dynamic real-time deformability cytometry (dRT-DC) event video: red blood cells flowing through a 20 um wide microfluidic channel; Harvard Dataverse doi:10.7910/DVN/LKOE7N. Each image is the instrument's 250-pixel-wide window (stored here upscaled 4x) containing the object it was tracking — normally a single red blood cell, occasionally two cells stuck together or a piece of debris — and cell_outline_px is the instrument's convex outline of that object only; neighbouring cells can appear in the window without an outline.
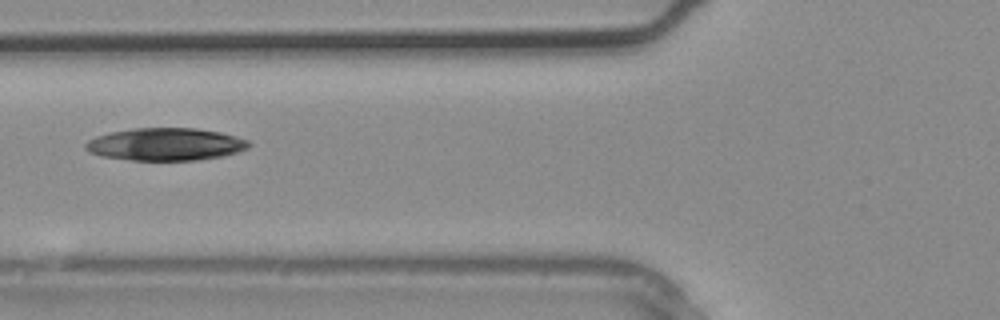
{"species": "common noctule bat (a hibernating species)", "species_latin": "Nyctalus noctula", "temperature_condition": "warm", "stored_images_in_passage": 5, "camera_frame_rate_fps": 3000, "um_per_image_px": 0.085, "animal": {"sex": "male", "body_mass_g": 20.4}, "frame": {"image": 1, "passage_image": 5, "time_ms": 1.333, "image_size_px": [1000, 320], "cell_outline_px": [[252, 144], [248, 148], [224, 156], [196, 160], [132, 160], [104, 156], [88, 152], [84, 148], [84, 144], [88, 140], [96, 136], [112, 132], [136, 128], [196, 128], [220, 132], [236, 136], [248, 140]], "centroid_in_image_um": [14.09, 12.26], "position_along_channel_um": 111.7, "area_um2": 30.92}}